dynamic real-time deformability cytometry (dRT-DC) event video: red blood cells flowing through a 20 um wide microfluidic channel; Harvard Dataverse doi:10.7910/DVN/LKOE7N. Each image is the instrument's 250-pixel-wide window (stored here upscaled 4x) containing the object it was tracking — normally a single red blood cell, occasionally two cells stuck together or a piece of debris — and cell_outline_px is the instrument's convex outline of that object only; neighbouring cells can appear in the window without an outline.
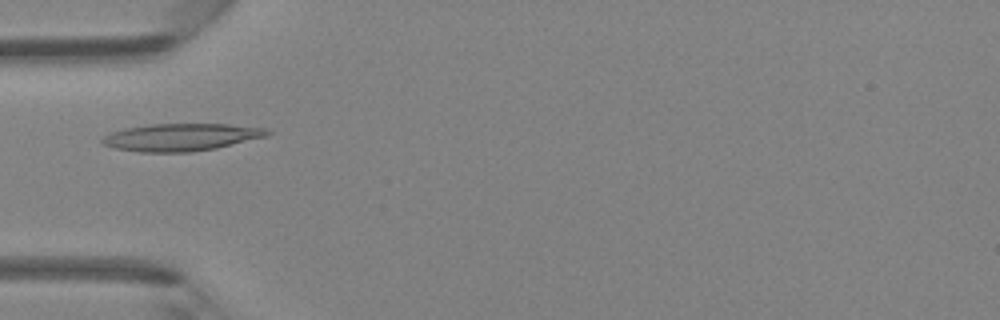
{"species": "Egyptian fruit bat (a non-hibernating species)", "species_latin": "Rousettus aegyptiacus", "temperature_condition": "room temperature", "stored_images_in_passage": 46, "camera_frame_rate_fps": 3000, "um_per_image_px": 0.085, "animal": {"sex": "female"}, "frame": {"image": 1, "passage_image": 15, "time_ms": 4.667, "image_size_px": [1000, 320], "cell_outline_px": [[272, 132], [268, 136], [216, 148], [192, 152], [140, 152], [116, 148], [104, 144], [100, 140], [104, 136], [112, 132], [124, 128], [152, 124], [228, 124], [268, 128]], "centroid_in_image_um": [15.44, 11.66], "position_along_channel_um": 69.6, "area_um2": 26.36}}
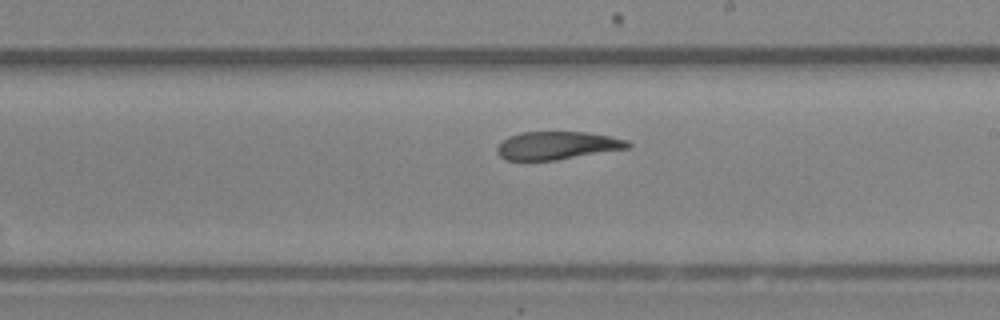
{"frame": {"image": 2, "passage_image": 27, "time_ms": 8.667, "image_size_px": [1000, 320], "cell_outline_px": [[632, 148], [556, 160], [504, 160], [496, 152], [496, 148], [508, 136], [520, 132], [588, 132], [628, 140], [632, 144]], "centroid_in_image_um": [47.39, 12.37], "position_along_channel_um": 241.6, "area_um2": 21.5}}
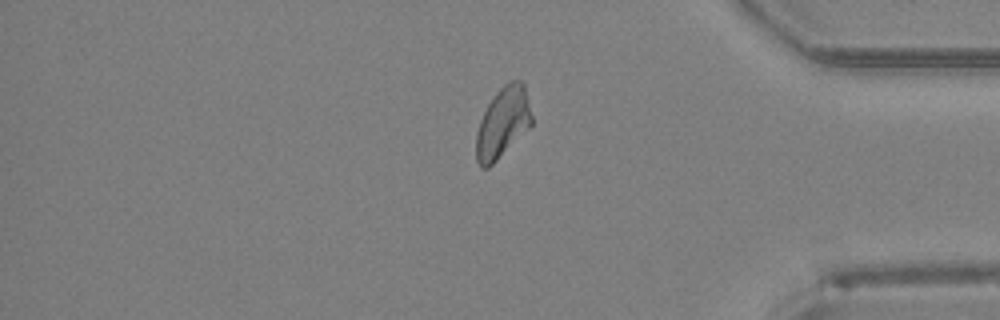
{"frame": {"image": 3, "passage_image": 39, "time_ms": 12.667, "image_size_px": [1000, 320], "cell_outline_px": [[532, 124], [488, 168], [480, 168], [476, 160], [476, 132], [480, 120], [488, 104], [496, 92], [504, 84], [512, 80], [520, 80], [524, 84], [532, 116]], "centroid_in_image_um": [42.71, 10.42], "position_along_channel_um": 392.5, "area_um2": 22.48}, "authors_computed_cell_mechanics": {"area_um2": 23.5246, "velocity_mm_per_s": 4.3296, "shape_relaxation_time_tau1_ms": 6.2233, "shape_relaxation_time_tau2_ms": 2.7073, "deformation_change_tau1": 0.2016, "deformation_change_tau2": 0.1093}}